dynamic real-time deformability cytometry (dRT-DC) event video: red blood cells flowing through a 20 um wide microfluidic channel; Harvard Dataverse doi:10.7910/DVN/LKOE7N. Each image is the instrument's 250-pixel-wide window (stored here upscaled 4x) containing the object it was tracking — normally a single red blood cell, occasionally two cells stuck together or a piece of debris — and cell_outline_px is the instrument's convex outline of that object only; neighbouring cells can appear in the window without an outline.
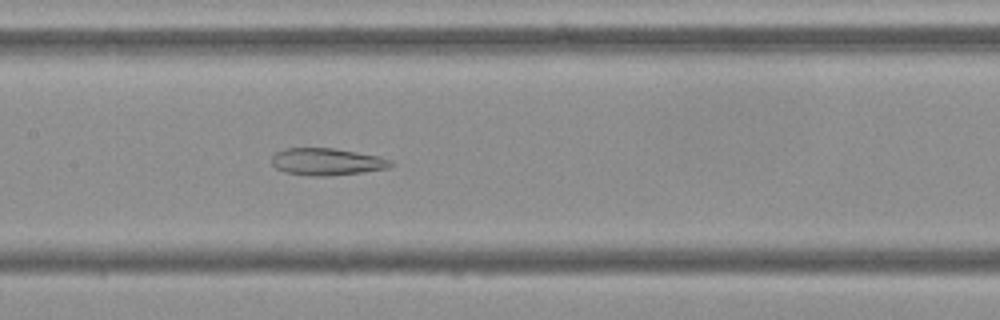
{"species": "Egyptian fruit bat (a non-hibernating species)", "species_latin": "Rousettus aegyptiacus", "temperature_condition": "cold", "stored_images_in_passage": 54, "camera_frame_rate_fps": 3000, "um_per_image_px": 0.085, "frame": {"image": 1, "passage_image": 26, "time_ms": 8.333, "image_size_px": [1000, 320], "cell_outline_px": [[392, 164], [388, 168], [360, 172], [324, 176], [312, 176], [284, 172], [276, 168], [272, 164], [272, 156], [276, 152], [284, 148], [332, 148], [380, 156], [392, 160]], "centroid_in_image_um": [27.75, 13.74], "position_along_channel_um": 179.6, "area_um2": 18.67}}
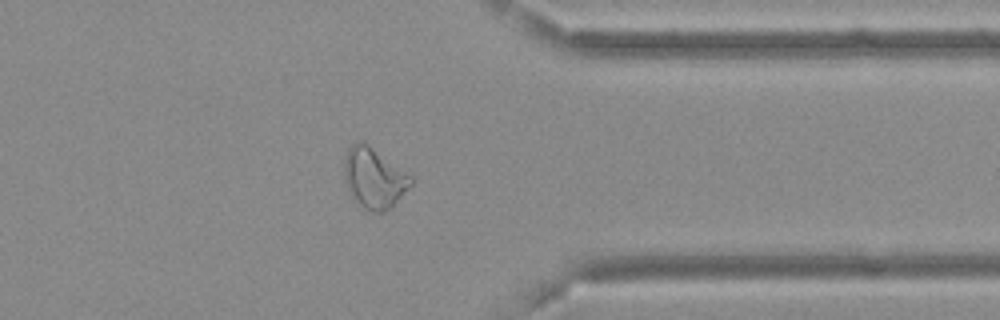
{"frame": {"image": 2, "passage_image": 43, "time_ms": 14.0, "image_size_px": [1000, 320], "cell_outline_px": [[412, 184], [384, 212], [372, 212], [364, 208], [356, 200], [348, 188], [344, 180], [344, 160], [348, 148], [356, 140], [364, 140], [412, 176]], "centroid_in_image_um": [31.77, 15.07], "position_along_channel_um": 379.6, "area_um2": 23.24}}
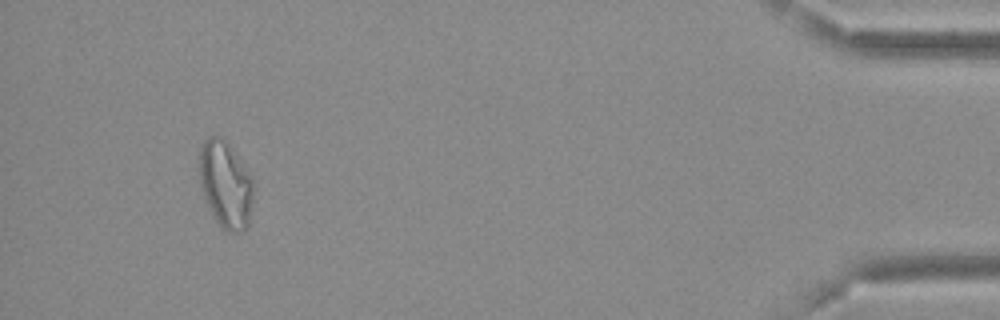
{"frame": {"image": 3, "passage_image": 51, "time_ms": 16.667, "image_size_px": [1000, 320], "cell_outline_px": [[252, 200], [248, 224], [240, 232], [228, 232], [216, 220], [208, 208], [200, 188], [200, 148], [204, 140], [208, 136], [220, 136], [232, 148], [244, 164], [252, 176]], "centroid_in_image_um": [19.16, 15.66], "position_along_channel_um": 416.0, "area_um2": 27.22}, "authors_computed_cell_mechanics": {"area_um2": 24.3916, "velocity_mm_per_s": 3.6747, "shape_relaxation_time_tau1_ms": null, "shape_relaxation_time_tau2_ms": 3.1519, "deformation_change_tau1": null, "deformation_change_tau2": 0.1148}}